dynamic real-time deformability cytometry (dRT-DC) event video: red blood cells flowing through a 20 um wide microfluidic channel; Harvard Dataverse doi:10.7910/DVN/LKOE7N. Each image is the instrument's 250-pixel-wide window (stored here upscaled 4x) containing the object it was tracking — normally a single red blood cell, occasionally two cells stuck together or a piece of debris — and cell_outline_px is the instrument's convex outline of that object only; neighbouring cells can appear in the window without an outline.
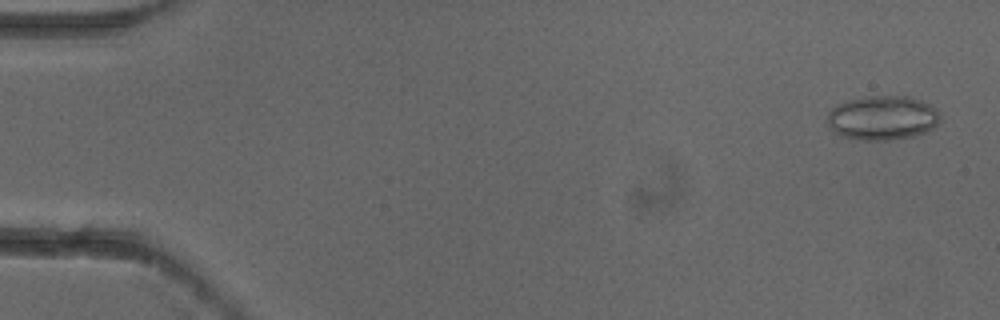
{"species": "common noctule bat (a hibernating species)", "species_latin": "Nyctalus noctula", "temperature_condition": "cold", "stored_images_in_passage": 5, "camera_frame_rate_fps": 3000, "um_per_image_px": 0.085, "animal": {"sex": "female"}, "frame": {"image": 1, "passage_image": 1, "time_ms": 0.0, "image_size_px": [1000, 320], "cell_outline_px": [[940, 120], [932, 128], [924, 132], [912, 136], [888, 140], [864, 140], [844, 136], [836, 132], [828, 124], [828, 112], [836, 104], [848, 100], [868, 96], [908, 96], [920, 100], [936, 108], [940, 112]], "centroid_in_image_um": [75.02, 10.0], "position_along_channel_um": 10.0, "area_um2": 28.9}}